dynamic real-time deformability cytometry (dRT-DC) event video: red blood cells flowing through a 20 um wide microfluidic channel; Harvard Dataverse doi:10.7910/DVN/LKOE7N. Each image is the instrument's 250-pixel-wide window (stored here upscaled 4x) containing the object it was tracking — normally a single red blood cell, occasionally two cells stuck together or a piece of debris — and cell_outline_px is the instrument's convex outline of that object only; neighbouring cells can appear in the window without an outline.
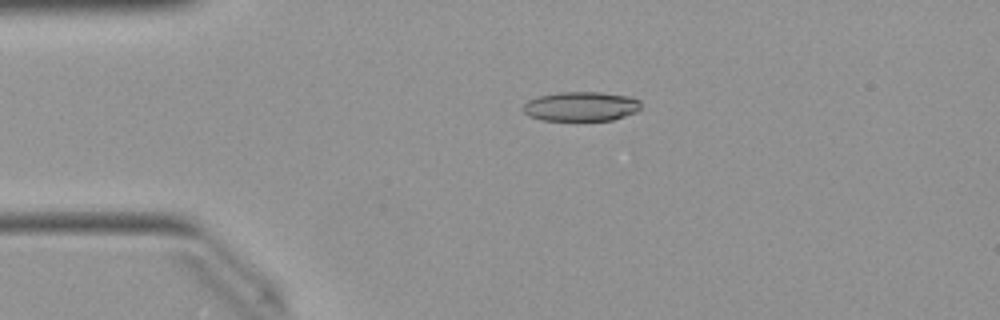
{"species": "Egyptian fruit bat (a non-hibernating species)", "species_latin": "Rousettus aegyptiacus", "temperature_condition": "warm", "stored_images_in_passage": 50, "camera_frame_rate_fps": 3000, "um_per_image_px": 0.085, "animal": {"sex": "female"}, "frame": {"image": 1, "passage_image": 11, "time_ms": 3.333, "image_size_px": [1000, 320], "cell_outline_px": [[640, 108], [636, 112], [612, 120], [540, 120], [528, 116], [520, 108], [528, 100], [536, 96], [560, 92], [600, 92], [628, 96], [640, 100]], "centroid_in_image_um": [49.34, 9.04], "position_along_channel_um": 35.7, "area_um2": 20.35}}
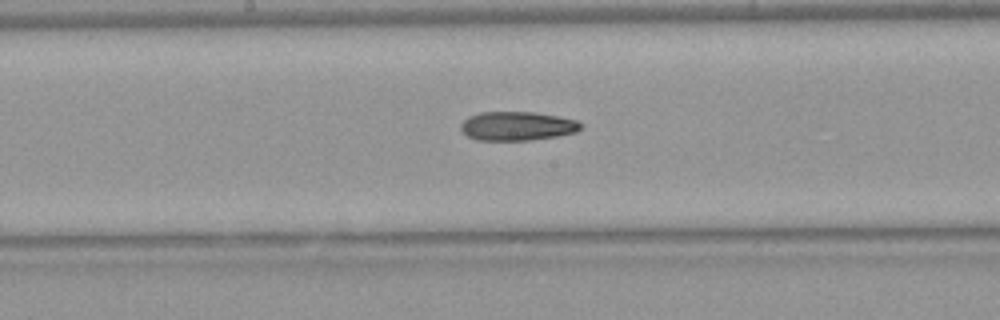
{"frame": {"image": 2, "passage_image": 26, "time_ms": 8.333, "image_size_px": [1000, 320], "cell_outline_px": [[584, 124], [576, 132], [556, 136], [528, 140], [476, 140], [468, 136], [460, 128], [460, 124], [468, 116], [480, 112], [532, 112], [560, 116], [576, 120]], "centroid_in_image_um": [43.96, 10.7], "position_along_channel_um": 204.2, "area_um2": 20.23}}
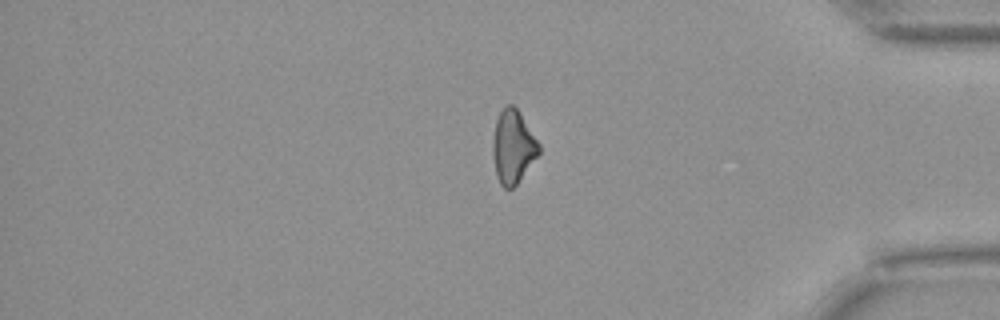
{"frame": {"image": 3, "passage_image": 42, "time_ms": 13.667, "image_size_px": [1000, 320], "cell_outline_px": [[540, 152], [516, 184], [512, 188], [504, 188], [500, 184], [496, 176], [492, 152], [492, 140], [496, 120], [500, 112], [508, 104], [512, 104], [516, 108], [540, 144]], "centroid_in_image_um": [43.58, 12.48], "position_along_channel_um": 391.6, "area_um2": 19.42}}